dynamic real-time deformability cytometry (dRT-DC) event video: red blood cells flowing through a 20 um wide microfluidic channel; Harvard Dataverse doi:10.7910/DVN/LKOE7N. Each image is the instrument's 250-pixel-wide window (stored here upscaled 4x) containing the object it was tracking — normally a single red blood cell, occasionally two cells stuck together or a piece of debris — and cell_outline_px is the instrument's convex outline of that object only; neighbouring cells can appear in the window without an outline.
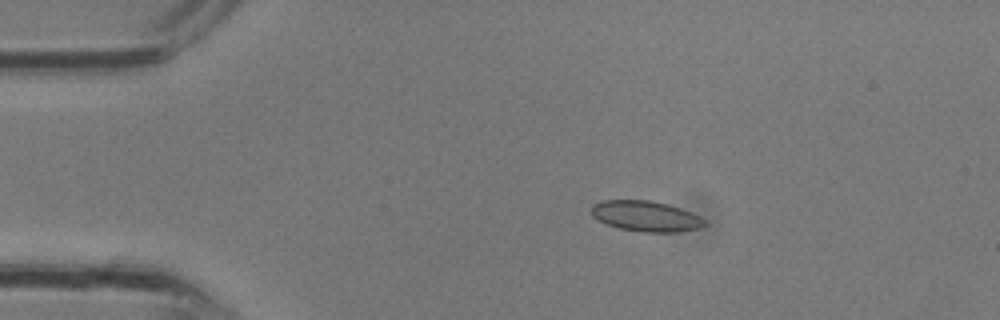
{"species": "common noctule bat (a hibernating species)", "species_latin": "Nyctalus noctula", "temperature_condition": "room temperature", "stored_images_in_passage": 2, "camera_frame_rate_fps": 3000, "um_per_image_px": 0.085, "animal": {"sex": "male", "body_mass_g": 13.3}, "frame": {"image": 1, "passage_image": 1, "time_ms": 0.0, "image_size_px": [1000, 320], "cell_outline_px": [[708, 224], [700, 228], [676, 232], [644, 232], [620, 228], [596, 220], [592, 216], [592, 204], [600, 200], [648, 200], [668, 204], [692, 212], [708, 220]], "centroid_in_image_um": [54.93, 18.37], "position_along_channel_um": 30.1, "area_um2": 20.35}}